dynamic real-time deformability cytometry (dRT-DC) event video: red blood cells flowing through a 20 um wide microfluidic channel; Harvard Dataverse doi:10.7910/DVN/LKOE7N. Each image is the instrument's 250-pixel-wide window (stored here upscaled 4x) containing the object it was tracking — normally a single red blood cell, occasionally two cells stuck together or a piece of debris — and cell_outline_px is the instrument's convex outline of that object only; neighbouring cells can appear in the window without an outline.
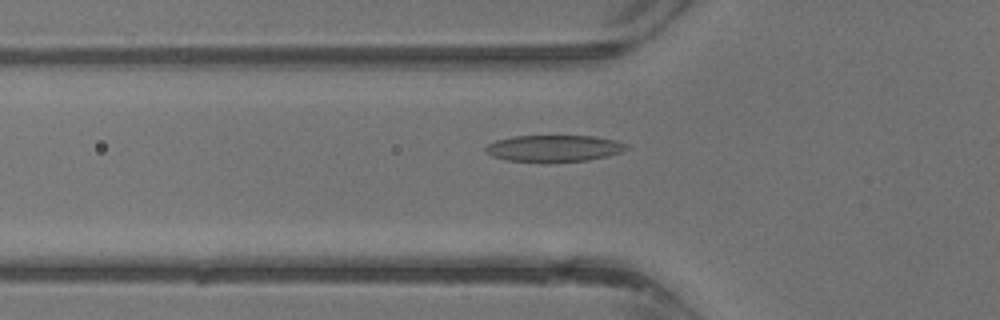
{"species": "common noctule bat (a hibernating species)", "species_latin": "Nyctalus noctula", "temperature_condition": "warm", "stored_images_in_passage": 38, "camera_frame_rate_fps": 3000, "um_per_image_px": 0.085, "animal": {"sex": "male", "body_mass_g": 13.3}, "frame": {"image": 1, "passage_image": 13, "time_ms": 4.0, "image_size_px": [1000, 320], "cell_outline_px": [[628, 148], [620, 152], [608, 156], [588, 160], [548, 164], [508, 160], [492, 156], [484, 148], [488, 144], [496, 140], [512, 136], [596, 136], [616, 140], [628, 144]], "centroid_in_image_um": [47.1, 12.63], "position_along_channel_um": 78.7, "area_um2": 22.37}}
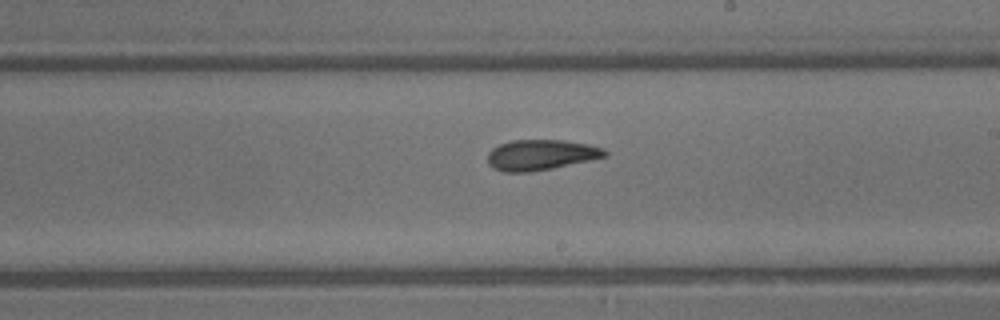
{"frame": {"image": 2, "passage_image": 22, "time_ms": 7.0, "image_size_px": [1000, 320], "cell_outline_px": [[608, 156], [552, 168], [528, 172], [504, 172], [492, 168], [488, 164], [488, 152], [492, 148], [500, 144], [512, 140], [564, 140], [588, 144], [604, 148], [608, 152]], "centroid_in_image_um": [45.97, 13.16], "position_along_channel_um": 243.0, "area_um2": 20.87}}
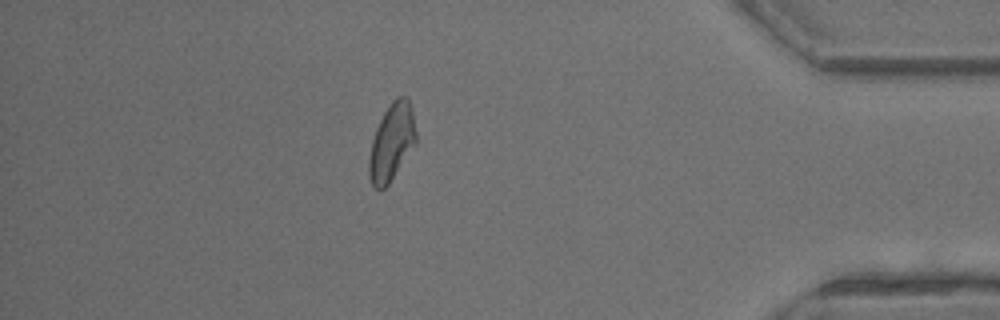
{"frame": {"image": 3, "passage_image": 33, "time_ms": 10.667, "image_size_px": [1000, 320], "cell_outline_px": [[416, 144], [388, 184], [384, 188], [376, 188], [372, 184], [368, 176], [368, 160], [372, 140], [376, 128], [384, 112], [392, 100], [396, 96], [408, 96], [412, 108], [416, 132]], "centroid_in_image_um": [33.3, 12.05], "position_along_channel_um": 401.9, "area_um2": 21.15}}